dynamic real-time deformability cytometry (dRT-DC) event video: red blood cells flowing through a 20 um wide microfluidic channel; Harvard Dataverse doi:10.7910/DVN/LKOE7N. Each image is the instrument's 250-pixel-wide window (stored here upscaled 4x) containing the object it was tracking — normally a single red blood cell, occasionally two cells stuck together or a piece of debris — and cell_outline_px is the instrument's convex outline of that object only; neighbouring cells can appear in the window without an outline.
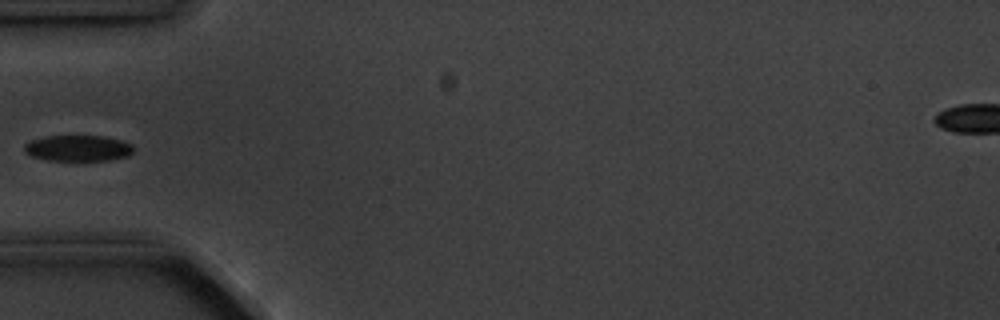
{"species": "common noctule bat (a hibernating species)", "species_latin": "Nyctalus noctula", "temperature_condition": "cold", "stored_images_in_passage": 6, "segment_of_instrument_passage": [2, 2], "camera_frame_rate_fps": 3000, "um_per_image_px": 0.085, "animal": {"sex": "male", "body_mass_g": 20.1, "forearm_length_mm": 53.5}, "frame": {"image": 1, "passage_image": 6, "time_ms": 5.667, "image_size_px": [1000, 320], "cell_outline_px": [[132, 152], [128, 156], [108, 160], [48, 160], [32, 156], [24, 152], [24, 144], [32, 140], [44, 136], [104, 136], [120, 140], [132, 144]], "centroid_in_image_um": [6.61, 12.59], "position_along_channel_um": 78.4, "area_um2": 16.42}}